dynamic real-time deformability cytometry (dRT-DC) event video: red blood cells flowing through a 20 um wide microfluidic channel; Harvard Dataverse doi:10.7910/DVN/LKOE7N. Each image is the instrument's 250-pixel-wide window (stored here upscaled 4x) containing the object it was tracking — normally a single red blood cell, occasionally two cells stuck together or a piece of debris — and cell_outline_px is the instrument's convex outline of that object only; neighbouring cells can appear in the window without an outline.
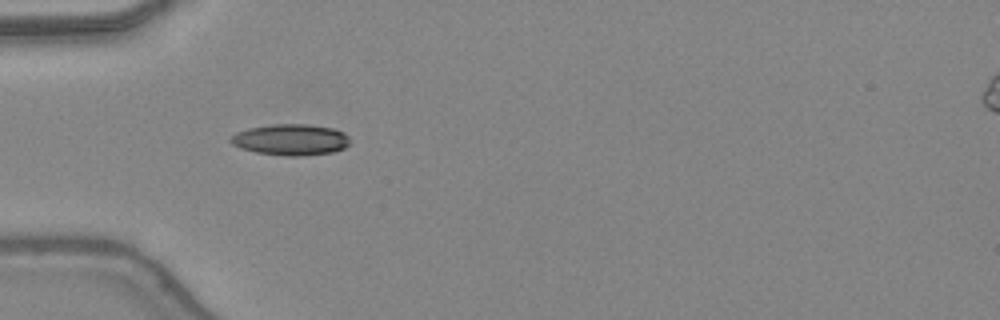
{"species": "common noctule bat (a hibernating species)", "species_latin": "Nyctalus noctula", "temperature_condition": "warm", "stored_images_in_passage": 25, "camera_frame_rate_fps": 3000, "um_per_image_px": 0.085, "animal": {"sex": "female", "body_mass_g": 24.6, "forearm_length_mm": 56.2}, "frame": {"image": 1, "passage_image": 1, "time_ms": 0.0, "image_size_px": [1000, 320], "cell_outline_px": [[348, 144], [344, 148], [332, 152], [300, 156], [288, 156], [256, 152], [240, 148], [232, 144], [228, 140], [236, 132], [248, 128], [272, 124], [308, 124], [332, 128], [344, 132], [348, 136]], "centroid_in_image_um": [24.69, 11.87], "position_along_channel_um": 60.3, "area_um2": 21.62}}
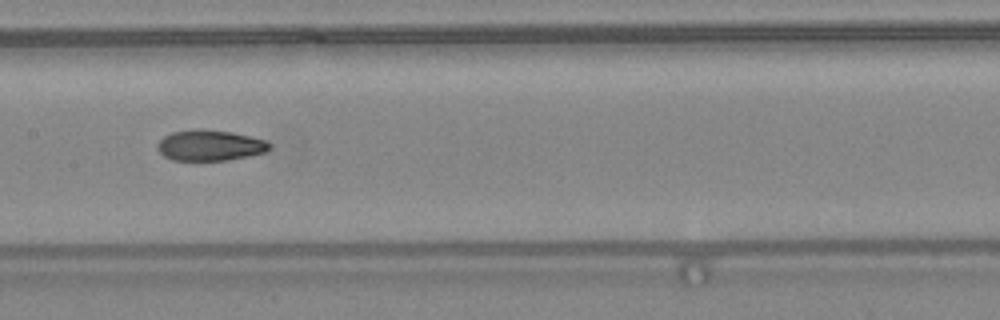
{"frame": {"image": 2, "passage_image": 10, "time_ms": 3.0, "image_size_px": [1000, 320], "cell_outline_px": [[272, 148], [264, 152], [248, 156], [228, 160], [172, 160], [164, 156], [156, 148], [156, 144], [164, 136], [172, 132], [196, 128], [200, 128], [232, 132], [268, 140], [272, 144]], "centroid_in_image_um": [17.86, 12.34], "position_along_channel_um": 189.5, "area_um2": 20.35}}
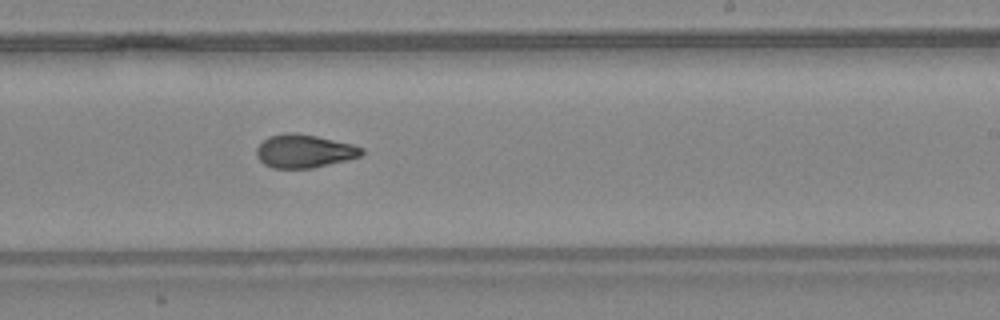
{"frame": {"image": 3, "passage_image": 15, "time_ms": 4.667, "image_size_px": [1000, 320], "cell_outline_px": [[364, 152], [360, 156], [348, 160], [312, 168], [272, 168], [264, 164], [256, 156], [256, 148], [268, 136], [292, 132], [316, 136], [352, 144], [364, 148]], "centroid_in_image_um": [25.86, 12.85], "position_along_channel_um": 263.1, "area_um2": 20.35}, "authors_computed_cell_mechanics": {"area_um2": 20.3456, "velocity_mm_per_s": 4.439, "shape_relaxation_time_tau1_ms": null, "shape_relaxation_time_tau2_ms": 2.1685, "deformation_change_tau1": null, "deformation_change_tau2": 0.0837}}